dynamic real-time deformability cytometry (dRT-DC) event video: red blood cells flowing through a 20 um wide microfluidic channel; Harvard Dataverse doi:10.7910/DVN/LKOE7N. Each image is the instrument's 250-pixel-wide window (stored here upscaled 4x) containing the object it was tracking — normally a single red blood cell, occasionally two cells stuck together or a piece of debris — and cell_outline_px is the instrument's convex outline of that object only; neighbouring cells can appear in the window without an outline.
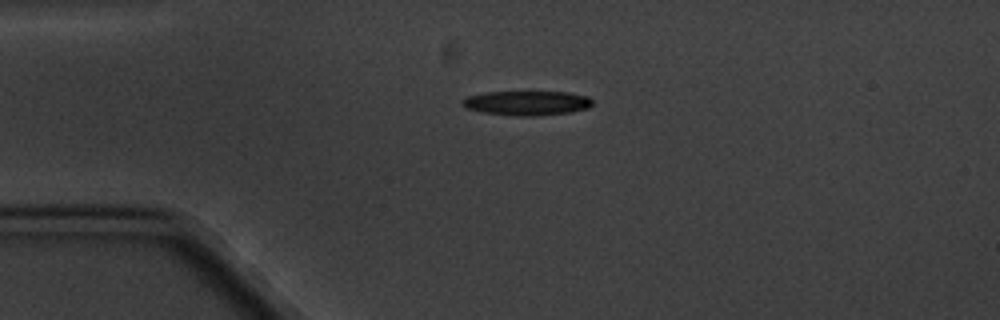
{"species": "common noctule bat (a hibernating species)", "species_latin": "Nyctalus noctula", "temperature_condition": "cold", "stored_images_in_passage": 3, "camera_frame_rate_fps": 3000, "um_per_image_px": 0.085, "animal": {"sex": "male", "body_mass_g": 20.1, "forearm_length_mm": 53.5}, "frame": {"image": 1, "passage_image": 1, "time_ms": 0.0, "image_size_px": [1000, 320], "cell_outline_px": [[592, 104], [588, 108], [572, 112], [536, 116], [516, 116], [484, 112], [464, 108], [460, 104], [460, 100], [468, 96], [484, 92], [568, 92], [588, 96], [592, 100]], "centroid_in_image_um": [44.76, 8.76], "position_along_channel_um": 40.2, "area_um2": 18.73}}